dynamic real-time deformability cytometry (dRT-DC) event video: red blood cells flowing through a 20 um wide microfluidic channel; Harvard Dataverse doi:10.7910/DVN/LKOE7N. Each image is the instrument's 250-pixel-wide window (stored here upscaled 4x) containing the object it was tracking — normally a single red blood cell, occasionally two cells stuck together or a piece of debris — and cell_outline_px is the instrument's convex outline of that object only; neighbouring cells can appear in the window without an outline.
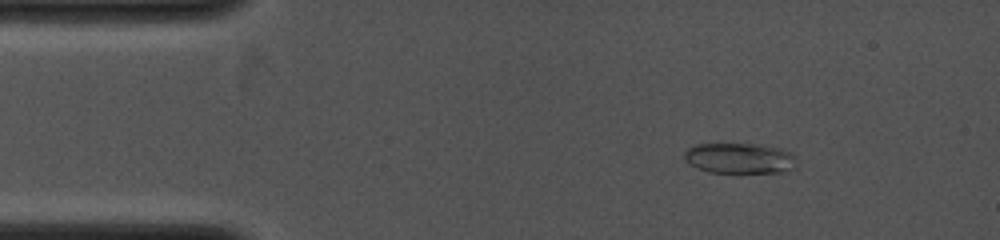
{"species": "common noctule bat (a hibernating species)", "species_latin": "Nyctalus noctula", "temperature_condition": "cold", "stored_images_in_passage": 53, "camera_frame_rate_fps": 4000, "um_per_image_px": 0.085, "animal": {"sex": "female", "body_mass_g": 19.0, "forearm_length_mm": 53.3}, "frame": {"image": 1, "passage_image": 7, "time_ms": 1.5, "image_size_px": [1000, 240], "cell_outline_px": [[796, 168], [788, 172], [708, 172], [696, 168], [684, 160], [684, 152], [688, 148], [696, 144], [760, 144], [780, 148], [796, 156]], "centroid_in_image_um": [62.88, 13.45], "position_along_channel_um": 22.1, "area_um2": 20.17}}
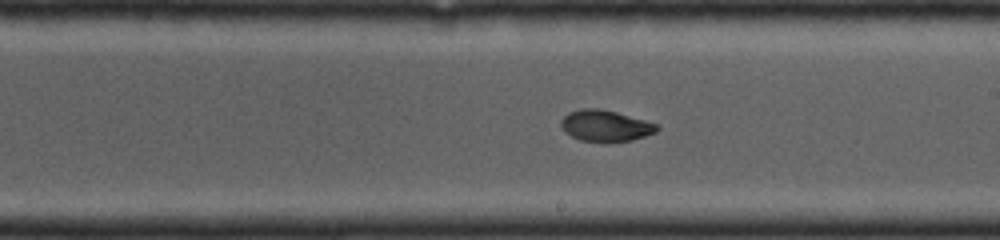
{"frame": {"image": 2, "passage_image": 31, "time_ms": 7.5, "image_size_px": [1000, 240], "cell_outline_px": [[660, 128], [656, 132], [632, 140], [604, 144], [580, 140], [564, 132], [560, 124], [560, 120], [568, 112], [580, 108], [600, 108], [616, 112], [644, 120], [656, 124]], "centroid_in_image_um": [51.42, 10.71], "position_along_channel_um": 237.6, "area_um2": 17.86}}
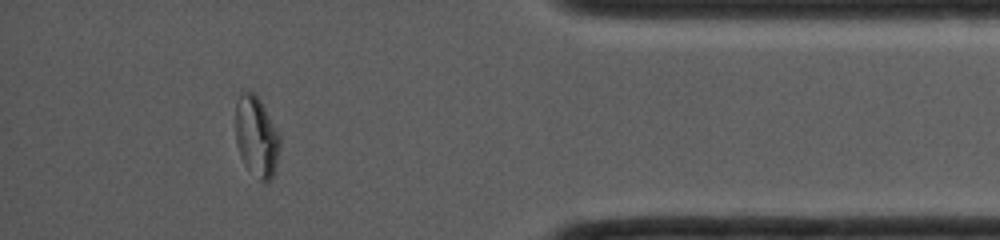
{"frame": {"image": 3, "passage_image": 48, "time_ms": 11.75, "image_size_px": [1000, 240], "cell_outline_px": [[280, 144], [276, 164], [272, 176], [264, 184], [244, 164], [240, 156], [236, 144], [236, 104], [240, 92], [252, 92], [260, 100], [280, 136]], "centroid_in_image_um": [21.78, 11.62], "position_along_channel_um": 413.4, "area_um2": 20.46}}